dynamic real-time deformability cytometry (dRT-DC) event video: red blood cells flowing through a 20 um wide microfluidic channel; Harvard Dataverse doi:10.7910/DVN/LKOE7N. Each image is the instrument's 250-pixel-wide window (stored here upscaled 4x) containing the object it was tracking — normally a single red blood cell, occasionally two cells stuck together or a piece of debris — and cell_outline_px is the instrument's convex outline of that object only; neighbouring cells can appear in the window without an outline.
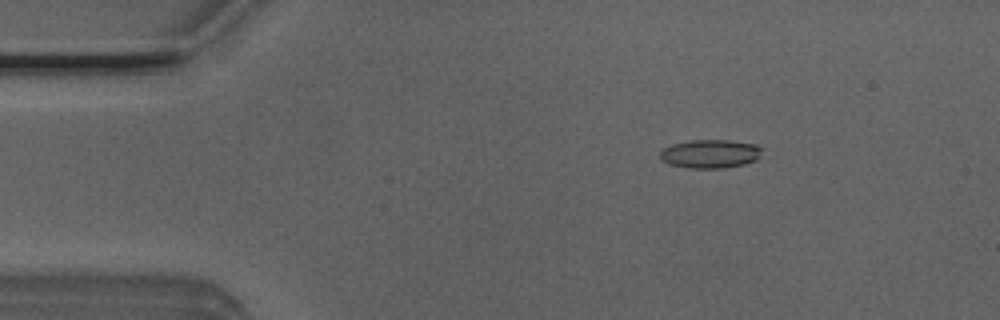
{"species": "Egyptian fruit bat (a non-hibernating species)", "species_latin": "Rousettus aegyptiacus", "temperature_condition": "room temperature", "stored_images_in_passage": 5, "camera_frame_rate_fps": 3000, "um_per_image_px": 0.085, "animal": {"sex": "male"}, "frame": {"image": 1, "passage_image": 3, "time_ms": 0.667, "image_size_px": [1000, 320], "cell_outline_px": [[764, 148], [760, 156], [756, 160], [744, 164], [724, 168], [688, 168], [668, 164], [660, 160], [660, 152], [664, 148], [672, 144], [692, 140], [732, 140], [756, 144]], "centroid_in_image_um": [60.39, 13.07], "position_along_channel_um": 24.6, "area_um2": 17.22}}
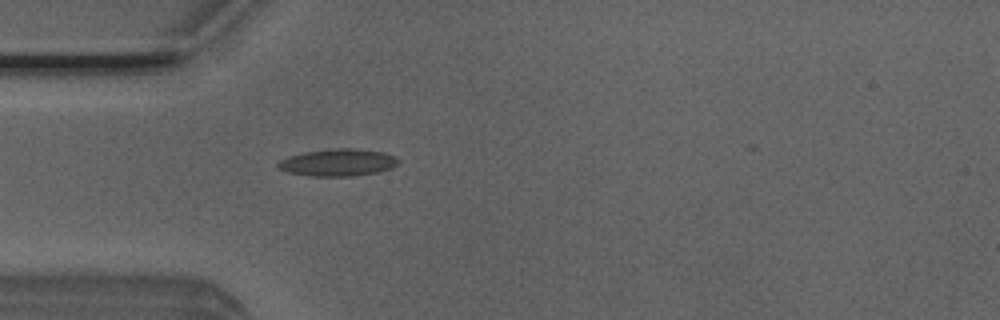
{"frame": {"image": 2, "passage_image": 5, "time_ms": 1.333, "image_size_px": [1000, 320], "cell_outline_px": [[400, 160], [392, 168], [380, 172], [352, 176], [312, 176], [288, 172], [280, 168], [276, 164], [280, 160], [288, 156], [304, 152], [336, 148], [352, 148], [384, 152], [396, 156]], "centroid_in_image_um": [28.76, 13.81], "position_along_channel_um": 56.2, "area_um2": 19.07}}